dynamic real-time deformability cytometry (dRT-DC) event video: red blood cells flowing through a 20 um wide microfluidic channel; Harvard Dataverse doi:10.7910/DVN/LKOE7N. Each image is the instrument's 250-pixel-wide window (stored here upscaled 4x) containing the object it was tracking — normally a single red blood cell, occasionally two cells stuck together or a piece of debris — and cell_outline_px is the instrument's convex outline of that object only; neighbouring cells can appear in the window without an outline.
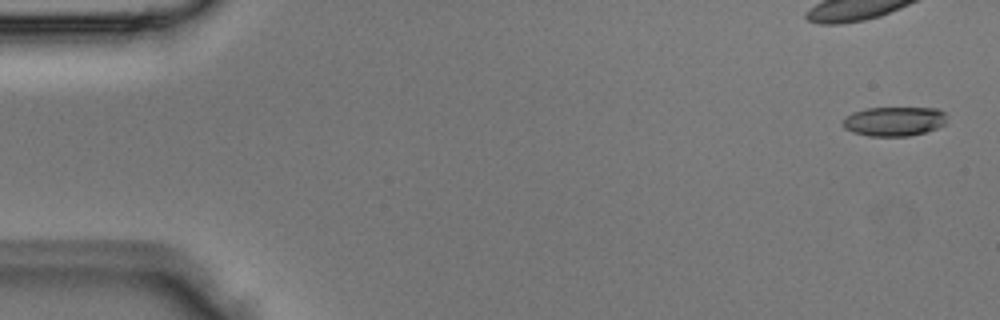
{"species": "Egyptian fruit bat (a non-hibernating species)", "species_latin": "Rousettus aegyptiacus", "temperature_condition": "room temperature", "stored_images_in_passage": 5, "camera_frame_rate_fps": 3000, "um_per_image_px": 0.085, "animal": {"sex": "male"}, "frame": {"image": 1, "passage_image": 1, "time_ms": 0.0, "image_size_px": [1000, 320], "cell_outline_px": [[944, 124], [936, 128], [924, 132], [908, 136], [868, 136], [852, 132], [844, 128], [844, 120], [852, 112], [868, 108], [936, 108], [944, 112]], "centroid_in_image_um": [75.98, 10.31], "position_along_channel_um": 9.0, "area_um2": 17.51}}